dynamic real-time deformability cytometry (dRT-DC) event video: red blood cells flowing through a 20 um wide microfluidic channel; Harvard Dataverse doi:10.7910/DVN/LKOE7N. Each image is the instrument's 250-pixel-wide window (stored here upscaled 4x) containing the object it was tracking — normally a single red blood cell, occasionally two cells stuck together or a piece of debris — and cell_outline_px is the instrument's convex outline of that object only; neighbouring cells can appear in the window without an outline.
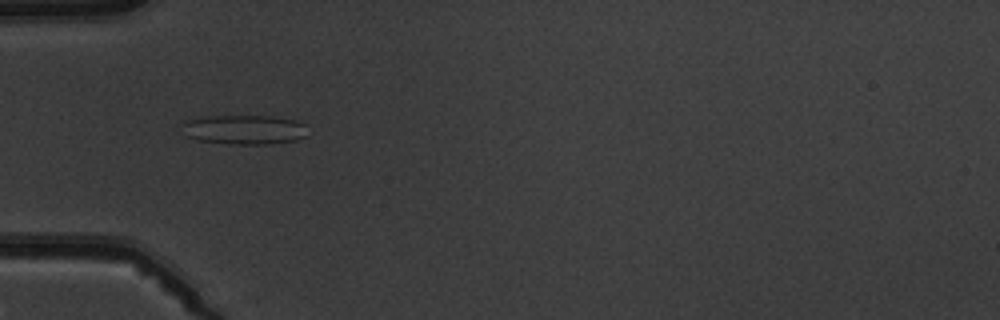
{"species": "common noctule bat (a hibernating species)", "species_latin": "Nyctalus noctula", "temperature_condition": "warm", "stored_images_in_passage": 8, "camera_frame_rate_fps": 3000, "um_per_image_px": 0.085, "animal": {"sex": "male", "body_mass_g": 19.5, "forearm_length_mm": 54.6}, "frame": {"image": 1, "passage_image": 5, "time_ms": 4.667, "image_size_px": [1000, 320], "cell_outline_px": [[312, 132], [308, 136], [296, 140], [268, 144], [228, 144], [200, 140], [184, 136], [180, 124], [184, 120], [200, 116], [272, 116], [296, 120], [304, 124]], "centroid_in_image_um": [20.76, 11.01], "position_along_channel_um": 64.2, "area_um2": 22.2}}
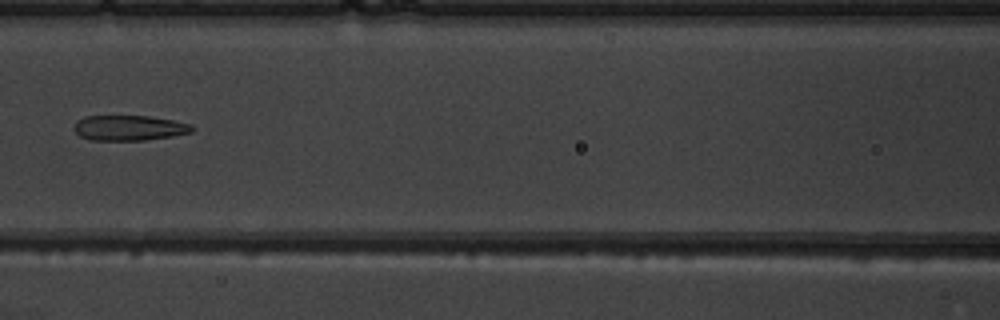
{"frame": {"image": 2, "passage_image": 7, "time_ms": 7.0, "image_size_px": [1000, 320], "cell_outline_px": [[196, 128], [192, 132], [172, 136], [144, 140], [88, 140], [80, 136], [72, 128], [76, 120], [84, 116], [148, 116], [172, 120], [192, 124]], "centroid_in_image_um": [10.96, 10.87], "position_along_channel_um": 155.6, "area_um2": 17.51}}
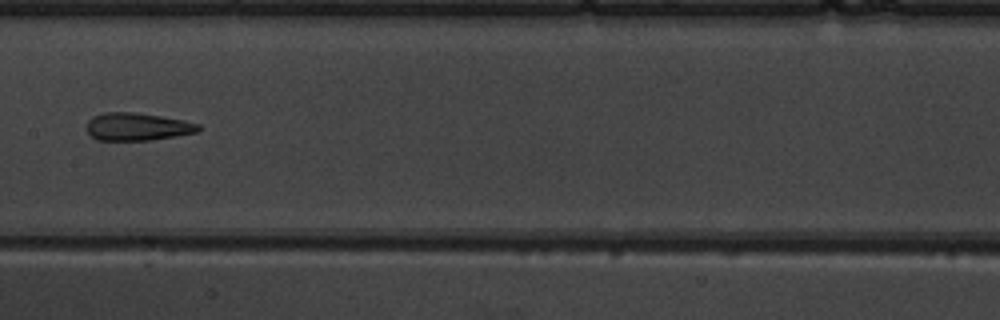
{"frame": {"image": 3, "passage_image": 8, "time_ms": 8.0, "image_size_px": [1000, 320], "cell_outline_px": [[200, 128], [196, 132], [176, 136], [152, 140], [96, 140], [84, 128], [88, 120], [92, 116], [104, 112], [132, 112], [160, 116], [184, 120], [200, 124]], "centroid_in_image_um": [11.63, 10.77], "position_along_channel_um": 195.8, "area_um2": 18.15}}